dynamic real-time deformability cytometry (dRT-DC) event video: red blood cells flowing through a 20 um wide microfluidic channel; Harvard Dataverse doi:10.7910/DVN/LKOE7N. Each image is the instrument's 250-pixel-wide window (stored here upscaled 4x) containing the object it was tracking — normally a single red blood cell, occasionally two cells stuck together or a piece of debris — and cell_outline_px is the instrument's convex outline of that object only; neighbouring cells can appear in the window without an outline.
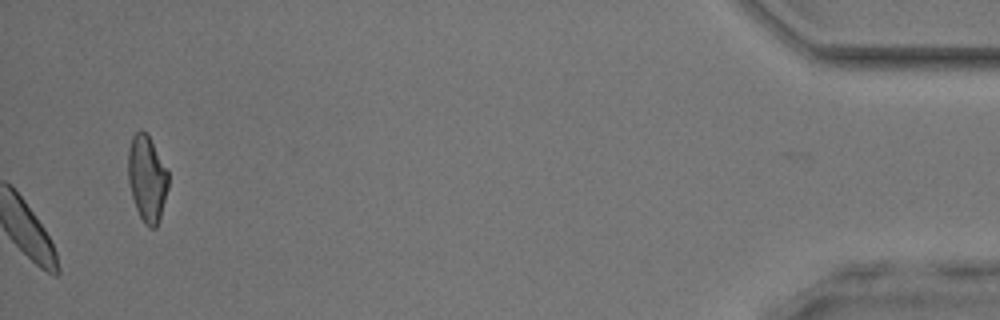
{"species": "common noctule bat (a hibernating species)", "species_latin": "Nyctalus noctula", "temperature_condition": "room temperature", "stored_images_in_passage": 47, "camera_frame_rate_fps": 3000, "um_per_image_px": 0.085, "animal": {"sex": "male", "body_mass_g": 17.9, "forearm_length_mm": 54.2}, "frame": {"image": 1, "passage_image": 47, "time_ms": 15.333, "image_size_px": [1000, 320], "cell_outline_px": [[168, 188], [160, 216], [156, 228], [148, 228], [144, 224], [136, 208], [132, 196], [128, 180], [128, 148], [132, 136], [140, 128], [148, 132], [168, 168]], "centroid_in_image_um": [12.5, 15.1], "position_along_channel_um": 422.7, "area_um2": 20.63}, "authors_computed_cell_mechanics": {"area_um2": 20.7502, "velocity_mm_per_s": 4.081, "shape_relaxation_time_tau1_ms": 3.2781, "shape_relaxation_time_tau2_ms": 6.6551, "deformation_change_tau1": 0.0855, "deformation_change_tau2": 0.1381}}